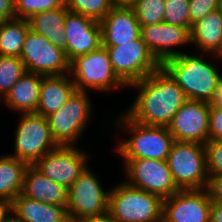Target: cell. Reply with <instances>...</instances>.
Here are the masks:
<instances>
[{
    "label": "cell",
    "instance_id": "obj_1",
    "mask_svg": "<svg viewBox=\"0 0 222 222\" xmlns=\"http://www.w3.org/2000/svg\"><path fill=\"white\" fill-rule=\"evenodd\" d=\"M128 87L138 89V95L125 111L137 123L168 127L176 112L188 100L181 87L161 67Z\"/></svg>",
    "mask_w": 222,
    "mask_h": 222
},
{
    "label": "cell",
    "instance_id": "obj_2",
    "mask_svg": "<svg viewBox=\"0 0 222 222\" xmlns=\"http://www.w3.org/2000/svg\"><path fill=\"white\" fill-rule=\"evenodd\" d=\"M200 55L182 53L167 59L161 67L181 87L188 100L209 103L220 76L217 63Z\"/></svg>",
    "mask_w": 222,
    "mask_h": 222
},
{
    "label": "cell",
    "instance_id": "obj_3",
    "mask_svg": "<svg viewBox=\"0 0 222 222\" xmlns=\"http://www.w3.org/2000/svg\"><path fill=\"white\" fill-rule=\"evenodd\" d=\"M116 127L125 135L131 136L116 143V152L122 158H150L167 160L174 143L169 128L165 126H148L132 120L125 112L116 119ZM127 132V133H126Z\"/></svg>",
    "mask_w": 222,
    "mask_h": 222
},
{
    "label": "cell",
    "instance_id": "obj_4",
    "mask_svg": "<svg viewBox=\"0 0 222 222\" xmlns=\"http://www.w3.org/2000/svg\"><path fill=\"white\" fill-rule=\"evenodd\" d=\"M112 188L108 213L117 222H162L163 199L160 196L135 188L125 181Z\"/></svg>",
    "mask_w": 222,
    "mask_h": 222
},
{
    "label": "cell",
    "instance_id": "obj_5",
    "mask_svg": "<svg viewBox=\"0 0 222 222\" xmlns=\"http://www.w3.org/2000/svg\"><path fill=\"white\" fill-rule=\"evenodd\" d=\"M70 76L76 91L110 92L128 86L115 74L105 47L76 57L70 62Z\"/></svg>",
    "mask_w": 222,
    "mask_h": 222
},
{
    "label": "cell",
    "instance_id": "obj_6",
    "mask_svg": "<svg viewBox=\"0 0 222 222\" xmlns=\"http://www.w3.org/2000/svg\"><path fill=\"white\" fill-rule=\"evenodd\" d=\"M17 125L14 153L8 155L34 165L59 146L52 137L47 117L37 113H22Z\"/></svg>",
    "mask_w": 222,
    "mask_h": 222
},
{
    "label": "cell",
    "instance_id": "obj_7",
    "mask_svg": "<svg viewBox=\"0 0 222 222\" xmlns=\"http://www.w3.org/2000/svg\"><path fill=\"white\" fill-rule=\"evenodd\" d=\"M167 163L180 189H203L208 186L204 144L174 141Z\"/></svg>",
    "mask_w": 222,
    "mask_h": 222
},
{
    "label": "cell",
    "instance_id": "obj_8",
    "mask_svg": "<svg viewBox=\"0 0 222 222\" xmlns=\"http://www.w3.org/2000/svg\"><path fill=\"white\" fill-rule=\"evenodd\" d=\"M88 92L75 91L63 107L47 116L52 137L58 145L75 146L92 117Z\"/></svg>",
    "mask_w": 222,
    "mask_h": 222
},
{
    "label": "cell",
    "instance_id": "obj_9",
    "mask_svg": "<svg viewBox=\"0 0 222 222\" xmlns=\"http://www.w3.org/2000/svg\"><path fill=\"white\" fill-rule=\"evenodd\" d=\"M106 48L115 74L127 85L158 71L161 64L153 56L141 36L118 46Z\"/></svg>",
    "mask_w": 222,
    "mask_h": 222
},
{
    "label": "cell",
    "instance_id": "obj_10",
    "mask_svg": "<svg viewBox=\"0 0 222 222\" xmlns=\"http://www.w3.org/2000/svg\"><path fill=\"white\" fill-rule=\"evenodd\" d=\"M126 183L166 199L180 190L167 160L122 158Z\"/></svg>",
    "mask_w": 222,
    "mask_h": 222
},
{
    "label": "cell",
    "instance_id": "obj_11",
    "mask_svg": "<svg viewBox=\"0 0 222 222\" xmlns=\"http://www.w3.org/2000/svg\"><path fill=\"white\" fill-rule=\"evenodd\" d=\"M89 166L68 188L66 206L69 221L88 216H100L108 212L109 193Z\"/></svg>",
    "mask_w": 222,
    "mask_h": 222
},
{
    "label": "cell",
    "instance_id": "obj_12",
    "mask_svg": "<svg viewBox=\"0 0 222 222\" xmlns=\"http://www.w3.org/2000/svg\"><path fill=\"white\" fill-rule=\"evenodd\" d=\"M20 59L27 72L43 76L70 73V62L65 51L55 47L47 38L31 28L27 32Z\"/></svg>",
    "mask_w": 222,
    "mask_h": 222
},
{
    "label": "cell",
    "instance_id": "obj_13",
    "mask_svg": "<svg viewBox=\"0 0 222 222\" xmlns=\"http://www.w3.org/2000/svg\"><path fill=\"white\" fill-rule=\"evenodd\" d=\"M86 151L76 146H62L51 150L42 156L34 166L47 178L67 189L88 167Z\"/></svg>",
    "mask_w": 222,
    "mask_h": 222
},
{
    "label": "cell",
    "instance_id": "obj_14",
    "mask_svg": "<svg viewBox=\"0 0 222 222\" xmlns=\"http://www.w3.org/2000/svg\"><path fill=\"white\" fill-rule=\"evenodd\" d=\"M211 205L207 188L180 189L163 199L162 222H211Z\"/></svg>",
    "mask_w": 222,
    "mask_h": 222
},
{
    "label": "cell",
    "instance_id": "obj_15",
    "mask_svg": "<svg viewBox=\"0 0 222 222\" xmlns=\"http://www.w3.org/2000/svg\"><path fill=\"white\" fill-rule=\"evenodd\" d=\"M210 105L187 100L168 126L174 141L205 144L209 140Z\"/></svg>",
    "mask_w": 222,
    "mask_h": 222
},
{
    "label": "cell",
    "instance_id": "obj_16",
    "mask_svg": "<svg viewBox=\"0 0 222 222\" xmlns=\"http://www.w3.org/2000/svg\"><path fill=\"white\" fill-rule=\"evenodd\" d=\"M190 28L179 27L165 22L141 26V38L150 52L162 65L167 59L184 53L175 47L191 44Z\"/></svg>",
    "mask_w": 222,
    "mask_h": 222
},
{
    "label": "cell",
    "instance_id": "obj_17",
    "mask_svg": "<svg viewBox=\"0 0 222 222\" xmlns=\"http://www.w3.org/2000/svg\"><path fill=\"white\" fill-rule=\"evenodd\" d=\"M65 32L69 62L78 56L95 51L101 46L100 22L69 11L67 8Z\"/></svg>",
    "mask_w": 222,
    "mask_h": 222
},
{
    "label": "cell",
    "instance_id": "obj_18",
    "mask_svg": "<svg viewBox=\"0 0 222 222\" xmlns=\"http://www.w3.org/2000/svg\"><path fill=\"white\" fill-rule=\"evenodd\" d=\"M101 46H118L141 36V25L129 5H115L100 21Z\"/></svg>",
    "mask_w": 222,
    "mask_h": 222
},
{
    "label": "cell",
    "instance_id": "obj_19",
    "mask_svg": "<svg viewBox=\"0 0 222 222\" xmlns=\"http://www.w3.org/2000/svg\"><path fill=\"white\" fill-rule=\"evenodd\" d=\"M191 44L201 53L210 54L222 62V8H218L193 23L190 30Z\"/></svg>",
    "mask_w": 222,
    "mask_h": 222
},
{
    "label": "cell",
    "instance_id": "obj_20",
    "mask_svg": "<svg viewBox=\"0 0 222 222\" xmlns=\"http://www.w3.org/2000/svg\"><path fill=\"white\" fill-rule=\"evenodd\" d=\"M22 194L43 203L67 206L68 189L47 178L34 165H29L24 175Z\"/></svg>",
    "mask_w": 222,
    "mask_h": 222
},
{
    "label": "cell",
    "instance_id": "obj_21",
    "mask_svg": "<svg viewBox=\"0 0 222 222\" xmlns=\"http://www.w3.org/2000/svg\"><path fill=\"white\" fill-rule=\"evenodd\" d=\"M70 74L43 76L36 113L44 117L60 110L76 91Z\"/></svg>",
    "mask_w": 222,
    "mask_h": 222
},
{
    "label": "cell",
    "instance_id": "obj_22",
    "mask_svg": "<svg viewBox=\"0 0 222 222\" xmlns=\"http://www.w3.org/2000/svg\"><path fill=\"white\" fill-rule=\"evenodd\" d=\"M11 213L22 222H70L65 206L43 203L22 193L14 198Z\"/></svg>",
    "mask_w": 222,
    "mask_h": 222
},
{
    "label": "cell",
    "instance_id": "obj_23",
    "mask_svg": "<svg viewBox=\"0 0 222 222\" xmlns=\"http://www.w3.org/2000/svg\"><path fill=\"white\" fill-rule=\"evenodd\" d=\"M42 75L31 72L25 74L13 85L2 99L3 105L19 114L36 113L40 98ZM5 103V104H4Z\"/></svg>",
    "mask_w": 222,
    "mask_h": 222
},
{
    "label": "cell",
    "instance_id": "obj_24",
    "mask_svg": "<svg viewBox=\"0 0 222 222\" xmlns=\"http://www.w3.org/2000/svg\"><path fill=\"white\" fill-rule=\"evenodd\" d=\"M66 6L47 10L35 14L29 19L30 28L47 38L55 47L65 51L67 57V44L65 32Z\"/></svg>",
    "mask_w": 222,
    "mask_h": 222
},
{
    "label": "cell",
    "instance_id": "obj_25",
    "mask_svg": "<svg viewBox=\"0 0 222 222\" xmlns=\"http://www.w3.org/2000/svg\"><path fill=\"white\" fill-rule=\"evenodd\" d=\"M29 164L10 155L0 156V200L12 204L22 193L24 175Z\"/></svg>",
    "mask_w": 222,
    "mask_h": 222
},
{
    "label": "cell",
    "instance_id": "obj_26",
    "mask_svg": "<svg viewBox=\"0 0 222 222\" xmlns=\"http://www.w3.org/2000/svg\"><path fill=\"white\" fill-rule=\"evenodd\" d=\"M29 29V20L14 18L0 22V56L20 57Z\"/></svg>",
    "mask_w": 222,
    "mask_h": 222
},
{
    "label": "cell",
    "instance_id": "obj_27",
    "mask_svg": "<svg viewBox=\"0 0 222 222\" xmlns=\"http://www.w3.org/2000/svg\"><path fill=\"white\" fill-rule=\"evenodd\" d=\"M26 68L20 57L0 56V99L2 100L13 85L25 74Z\"/></svg>",
    "mask_w": 222,
    "mask_h": 222
},
{
    "label": "cell",
    "instance_id": "obj_28",
    "mask_svg": "<svg viewBox=\"0 0 222 222\" xmlns=\"http://www.w3.org/2000/svg\"><path fill=\"white\" fill-rule=\"evenodd\" d=\"M164 0H133L129 6L141 26L159 24L164 21Z\"/></svg>",
    "mask_w": 222,
    "mask_h": 222
},
{
    "label": "cell",
    "instance_id": "obj_29",
    "mask_svg": "<svg viewBox=\"0 0 222 222\" xmlns=\"http://www.w3.org/2000/svg\"><path fill=\"white\" fill-rule=\"evenodd\" d=\"M115 5L113 0H65V6L69 11L97 22H100Z\"/></svg>",
    "mask_w": 222,
    "mask_h": 222
},
{
    "label": "cell",
    "instance_id": "obj_30",
    "mask_svg": "<svg viewBox=\"0 0 222 222\" xmlns=\"http://www.w3.org/2000/svg\"><path fill=\"white\" fill-rule=\"evenodd\" d=\"M65 0H15V18L29 20L35 14L62 7Z\"/></svg>",
    "mask_w": 222,
    "mask_h": 222
},
{
    "label": "cell",
    "instance_id": "obj_31",
    "mask_svg": "<svg viewBox=\"0 0 222 222\" xmlns=\"http://www.w3.org/2000/svg\"><path fill=\"white\" fill-rule=\"evenodd\" d=\"M164 21L179 27H189L192 23L189 14V0H164Z\"/></svg>",
    "mask_w": 222,
    "mask_h": 222
},
{
    "label": "cell",
    "instance_id": "obj_32",
    "mask_svg": "<svg viewBox=\"0 0 222 222\" xmlns=\"http://www.w3.org/2000/svg\"><path fill=\"white\" fill-rule=\"evenodd\" d=\"M204 147L208 177L222 176V140H208Z\"/></svg>",
    "mask_w": 222,
    "mask_h": 222
},
{
    "label": "cell",
    "instance_id": "obj_33",
    "mask_svg": "<svg viewBox=\"0 0 222 222\" xmlns=\"http://www.w3.org/2000/svg\"><path fill=\"white\" fill-rule=\"evenodd\" d=\"M220 7L221 0H189L188 8L191 23H195Z\"/></svg>",
    "mask_w": 222,
    "mask_h": 222
},
{
    "label": "cell",
    "instance_id": "obj_34",
    "mask_svg": "<svg viewBox=\"0 0 222 222\" xmlns=\"http://www.w3.org/2000/svg\"><path fill=\"white\" fill-rule=\"evenodd\" d=\"M209 140H222V108L210 107Z\"/></svg>",
    "mask_w": 222,
    "mask_h": 222
},
{
    "label": "cell",
    "instance_id": "obj_35",
    "mask_svg": "<svg viewBox=\"0 0 222 222\" xmlns=\"http://www.w3.org/2000/svg\"><path fill=\"white\" fill-rule=\"evenodd\" d=\"M207 190L212 201L222 202V176L209 177Z\"/></svg>",
    "mask_w": 222,
    "mask_h": 222
},
{
    "label": "cell",
    "instance_id": "obj_36",
    "mask_svg": "<svg viewBox=\"0 0 222 222\" xmlns=\"http://www.w3.org/2000/svg\"><path fill=\"white\" fill-rule=\"evenodd\" d=\"M15 18V0H0V22Z\"/></svg>",
    "mask_w": 222,
    "mask_h": 222
},
{
    "label": "cell",
    "instance_id": "obj_37",
    "mask_svg": "<svg viewBox=\"0 0 222 222\" xmlns=\"http://www.w3.org/2000/svg\"><path fill=\"white\" fill-rule=\"evenodd\" d=\"M208 104L210 107L222 108V75L219 76L213 97Z\"/></svg>",
    "mask_w": 222,
    "mask_h": 222
},
{
    "label": "cell",
    "instance_id": "obj_38",
    "mask_svg": "<svg viewBox=\"0 0 222 222\" xmlns=\"http://www.w3.org/2000/svg\"><path fill=\"white\" fill-rule=\"evenodd\" d=\"M72 222H117L111 215L107 212L106 214L100 216H88L78 218Z\"/></svg>",
    "mask_w": 222,
    "mask_h": 222
},
{
    "label": "cell",
    "instance_id": "obj_39",
    "mask_svg": "<svg viewBox=\"0 0 222 222\" xmlns=\"http://www.w3.org/2000/svg\"><path fill=\"white\" fill-rule=\"evenodd\" d=\"M211 222H222V202L212 201Z\"/></svg>",
    "mask_w": 222,
    "mask_h": 222
},
{
    "label": "cell",
    "instance_id": "obj_40",
    "mask_svg": "<svg viewBox=\"0 0 222 222\" xmlns=\"http://www.w3.org/2000/svg\"><path fill=\"white\" fill-rule=\"evenodd\" d=\"M11 213V204L0 200V222H3Z\"/></svg>",
    "mask_w": 222,
    "mask_h": 222
},
{
    "label": "cell",
    "instance_id": "obj_41",
    "mask_svg": "<svg viewBox=\"0 0 222 222\" xmlns=\"http://www.w3.org/2000/svg\"><path fill=\"white\" fill-rule=\"evenodd\" d=\"M3 222H22L18 220L12 213Z\"/></svg>",
    "mask_w": 222,
    "mask_h": 222
},
{
    "label": "cell",
    "instance_id": "obj_42",
    "mask_svg": "<svg viewBox=\"0 0 222 222\" xmlns=\"http://www.w3.org/2000/svg\"><path fill=\"white\" fill-rule=\"evenodd\" d=\"M133 0H113L116 5H129Z\"/></svg>",
    "mask_w": 222,
    "mask_h": 222
}]
</instances>
